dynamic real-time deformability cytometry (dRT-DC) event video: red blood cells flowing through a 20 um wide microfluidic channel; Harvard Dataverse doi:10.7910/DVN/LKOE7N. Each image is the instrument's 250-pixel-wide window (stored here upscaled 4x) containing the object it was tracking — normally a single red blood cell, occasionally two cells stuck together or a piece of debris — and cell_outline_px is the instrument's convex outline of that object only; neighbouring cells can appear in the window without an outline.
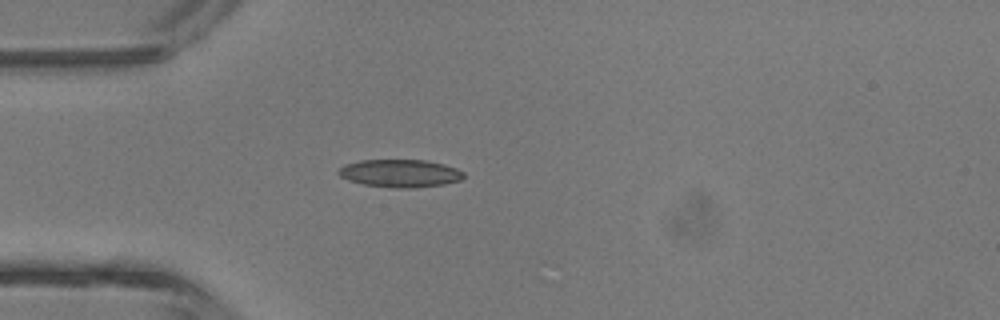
{"species": "common noctule bat (a hibernating species)", "species_latin": "Nyctalus noctula", "temperature_condition": "room temperature", "stored_images_in_passage": 1, "camera_frame_rate_fps": 3000, "um_per_image_px": 0.085, "animal": {"sex": "male", "body_mass_g": 13.3}, "frame": {"image": 1, "passage_image": 1, "time_ms": 0.0, "image_size_px": [1000, 320], "cell_outline_px": [[464, 176], [460, 180], [444, 184], [408, 188], [396, 188], [364, 184], [348, 180], [340, 176], [336, 172], [344, 164], [360, 160], [424, 160], [444, 164], [456, 168], [464, 172]], "centroid_in_image_um": [33.99, 14.72], "position_along_channel_um": 51.0, "area_um2": 20.17}}